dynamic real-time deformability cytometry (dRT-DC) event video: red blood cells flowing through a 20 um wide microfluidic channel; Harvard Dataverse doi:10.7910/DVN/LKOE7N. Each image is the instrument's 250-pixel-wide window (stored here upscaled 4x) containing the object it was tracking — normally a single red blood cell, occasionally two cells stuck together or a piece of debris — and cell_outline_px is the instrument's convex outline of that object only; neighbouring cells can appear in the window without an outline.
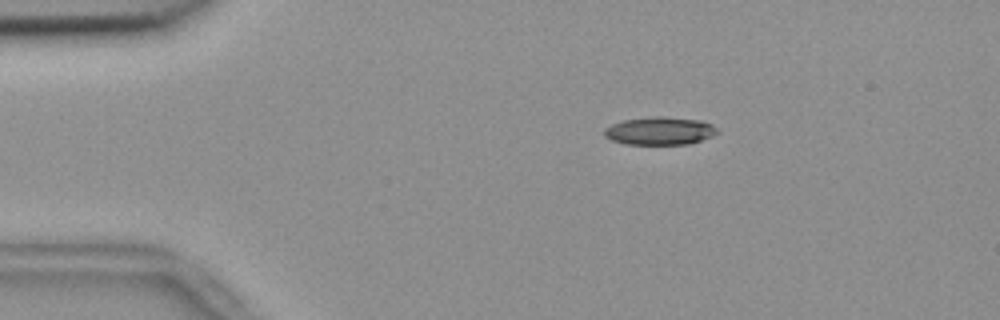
{"species": "common noctule bat (a hibernating species)", "species_latin": "Nyctalus noctula", "temperature_condition": "room temperature", "stored_images_in_passage": 18, "camera_frame_rate_fps": 3000, "um_per_image_px": 0.085, "animal": {"sex": "female", "body_mass_g": 18.4}, "frame": {"image": 1, "passage_image": 9, "time_ms": 2.667, "image_size_px": [1000, 320], "cell_outline_px": [[720, 132], [712, 136], [688, 144], [624, 144], [612, 140], [604, 136], [604, 128], [612, 124], [624, 120], [652, 116], [664, 116], [704, 120], [712, 124]], "centroid_in_image_um": [56.1, 11.11], "position_along_channel_um": 28.9, "area_um2": 18.55}}